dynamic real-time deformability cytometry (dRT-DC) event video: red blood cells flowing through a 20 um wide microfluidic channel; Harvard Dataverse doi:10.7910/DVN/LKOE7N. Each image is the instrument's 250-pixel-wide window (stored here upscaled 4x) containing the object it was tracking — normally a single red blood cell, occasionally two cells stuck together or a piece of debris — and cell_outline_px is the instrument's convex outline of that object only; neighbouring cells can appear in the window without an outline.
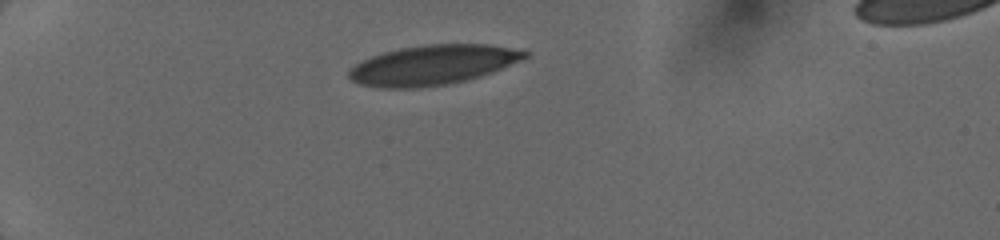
{"species": "human", "species_latin": "Homo sapiens", "temperature_condition": "cold", "stored_images_in_passage": 5, "camera_frame_rate_fps": 3000, "um_per_image_px": 0.085, "donor": {"sex": "female"}, "frame": {"image": 1, "passage_image": 1, "time_ms": 0.0, "image_size_px": [1000, 240], "cell_outline_px": [[528, 56], [520, 60], [492, 72], [480, 76], [448, 84], [416, 88], [376, 88], [356, 84], [348, 76], [348, 72], [360, 60], [384, 52], [400, 48], [428, 44], [492, 44], [524, 48], [528, 52]], "centroid_in_image_um": [36.79, 5.51], "position_along_channel_um": 48.2, "area_um2": 41.04}}
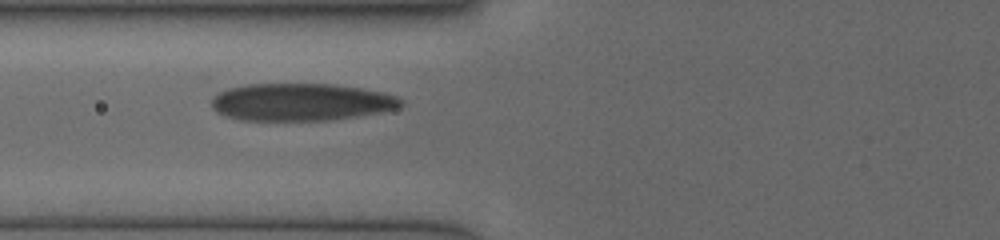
{"frame": {"image": 2, "passage_image": 4, "time_ms": 2.333, "image_size_px": [1000, 240], "cell_outline_px": [[404, 104], [400, 108], [352, 116], [324, 120], [240, 120], [216, 112], [212, 108], [212, 96], [228, 88], [244, 84], [336, 84], [384, 92], [396, 96], [404, 100]], "centroid_in_image_um": [25.57, 8.66], "position_along_channel_um": 100.2, "area_um2": 41.15}}